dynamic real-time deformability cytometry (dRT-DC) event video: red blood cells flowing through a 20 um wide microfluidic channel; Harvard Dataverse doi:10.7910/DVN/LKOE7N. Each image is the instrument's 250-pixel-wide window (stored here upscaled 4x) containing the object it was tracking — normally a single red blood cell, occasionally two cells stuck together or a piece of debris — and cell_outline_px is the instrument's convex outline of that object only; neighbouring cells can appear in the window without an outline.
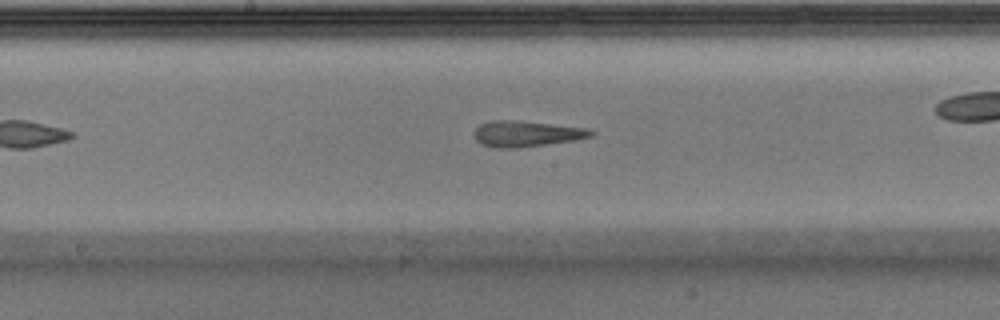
{"species": "Egyptian fruit bat (a non-hibernating species)", "species_latin": "Rousettus aegyptiacus", "temperature_condition": "warm", "stored_images_in_passage": 40, "camera_frame_rate_fps": 3000, "um_per_image_px": 0.085, "animal": {"sex": "male"}, "frame": {"image": 1, "passage_image": 18, "time_ms": 5.667, "image_size_px": [1000, 320], "cell_outline_px": [[596, 132], [592, 136], [572, 140], [516, 148], [496, 148], [484, 144], [476, 140], [472, 132], [480, 124], [492, 120], [516, 120], [588, 128]], "centroid_in_image_um": [44.72, 11.35], "position_along_channel_um": 203.5, "area_um2": 17.46}, "authors_computed_cell_mechanics": {"area_um2": 17.5712, "velocity_mm_per_s": 3.9727, "shape_relaxation_time_tau1_ms": 10.5047, "shape_relaxation_time_tau2_ms": 2.2462, "deformation_change_tau1": 0.3435, "deformation_change_tau2": 0.1435}}